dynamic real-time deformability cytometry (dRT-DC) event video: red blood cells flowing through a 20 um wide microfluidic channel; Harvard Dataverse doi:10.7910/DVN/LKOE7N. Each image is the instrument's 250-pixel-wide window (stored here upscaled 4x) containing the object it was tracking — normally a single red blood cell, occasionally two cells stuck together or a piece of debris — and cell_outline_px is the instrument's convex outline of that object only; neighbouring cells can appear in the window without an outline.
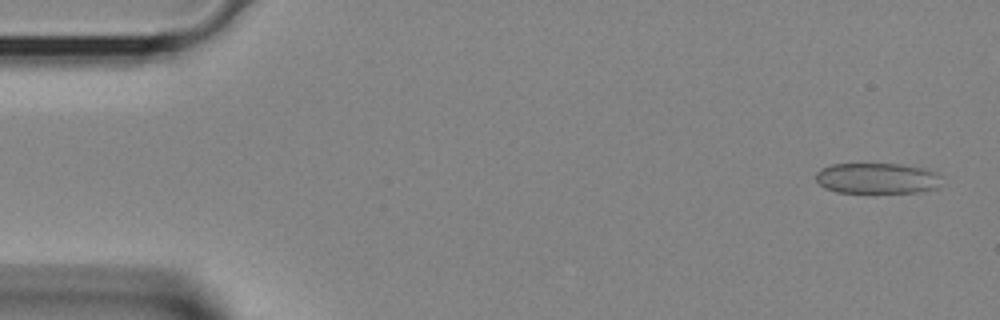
{"species": "Egyptian fruit bat (a non-hibernating species)", "species_latin": "Rousettus aegyptiacus", "temperature_condition": "room temperature", "stored_images_in_passage": 38, "camera_frame_rate_fps": 3000, "um_per_image_px": 0.085, "animal": {"sex": "female"}, "frame": {"image": 1, "passage_image": 1, "time_ms": 0.0, "image_size_px": [1000, 320], "cell_outline_px": [[940, 176], [936, 188], [916, 192], [836, 192], [824, 188], [816, 180], [816, 172], [820, 168], [832, 164], [904, 164], [924, 168], [936, 172]], "centroid_in_image_um": [74.51, 15.14], "position_along_channel_um": 10.5, "area_um2": 22.43}}
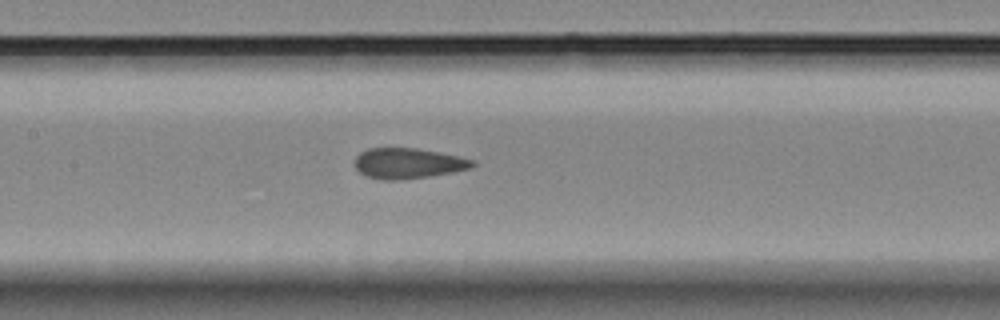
{"frame": {"image": 2, "passage_image": 17, "time_ms": 5.333, "image_size_px": [1000, 320], "cell_outline_px": [[476, 164], [472, 168], [452, 172], [428, 176], [400, 180], [384, 180], [364, 176], [352, 164], [356, 156], [360, 152], [368, 148], [416, 148], [440, 152], [476, 160]], "centroid_in_image_um": [34.67, 13.88], "position_along_channel_um": 172.7, "area_um2": 21.15}}
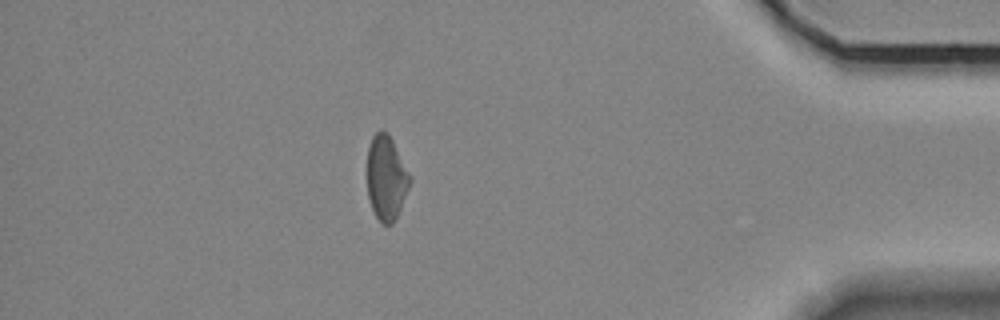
{"frame": {"image": 3, "passage_image": 33, "time_ms": 10.667, "image_size_px": [1000, 320], "cell_outline_px": [[412, 180], [396, 220], [392, 224], [384, 224], [376, 216], [372, 208], [368, 196], [368, 148], [372, 136], [380, 128], [388, 132], [412, 176]], "centroid_in_image_um": [32.86, 15.09], "position_along_channel_um": 402.3, "area_um2": 21.21}}